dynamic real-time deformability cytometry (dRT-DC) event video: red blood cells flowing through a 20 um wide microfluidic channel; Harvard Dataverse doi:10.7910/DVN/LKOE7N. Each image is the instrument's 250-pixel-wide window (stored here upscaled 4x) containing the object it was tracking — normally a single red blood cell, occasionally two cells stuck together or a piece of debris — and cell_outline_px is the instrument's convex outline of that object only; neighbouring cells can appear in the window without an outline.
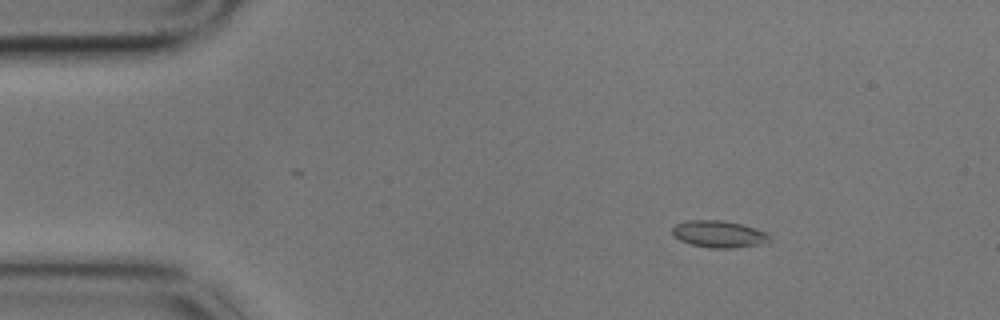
{"species": "common noctule bat (a hibernating species)", "species_latin": "Nyctalus noctula", "temperature_condition": "cold", "stored_images_in_passage": 7, "camera_frame_rate_fps": 3000, "um_per_image_px": 0.085, "animal": {"sex": "male", "body_mass_g": 17.9}, "frame": {"image": 1, "passage_image": 3, "time_ms": 0.667, "image_size_px": [1000, 320], "cell_outline_px": [[772, 236], [768, 240], [756, 244], [736, 248], [712, 248], [692, 244], [680, 240], [672, 236], [672, 228], [676, 224], [688, 220], [724, 220], [756, 228], [768, 232]], "centroid_in_image_um": [61.09, 19.88], "position_along_channel_um": 23.9, "area_um2": 15.2}}
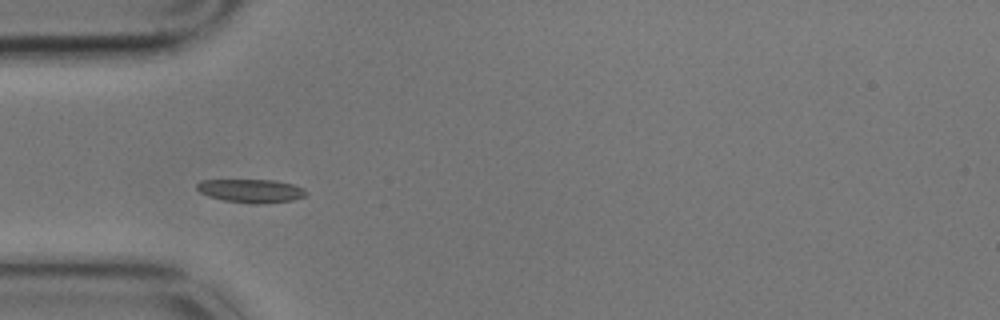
{"frame": {"image": 2, "passage_image": 6, "time_ms": 1.667, "image_size_px": [1000, 320], "cell_outline_px": [[308, 192], [304, 196], [292, 200], [256, 204], [224, 200], [208, 196], [200, 192], [196, 188], [196, 184], [200, 180], [276, 180], [292, 184], [304, 188]], "centroid_in_image_um": [21.33, 16.21], "position_along_channel_um": 63.7, "area_um2": 14.85}}